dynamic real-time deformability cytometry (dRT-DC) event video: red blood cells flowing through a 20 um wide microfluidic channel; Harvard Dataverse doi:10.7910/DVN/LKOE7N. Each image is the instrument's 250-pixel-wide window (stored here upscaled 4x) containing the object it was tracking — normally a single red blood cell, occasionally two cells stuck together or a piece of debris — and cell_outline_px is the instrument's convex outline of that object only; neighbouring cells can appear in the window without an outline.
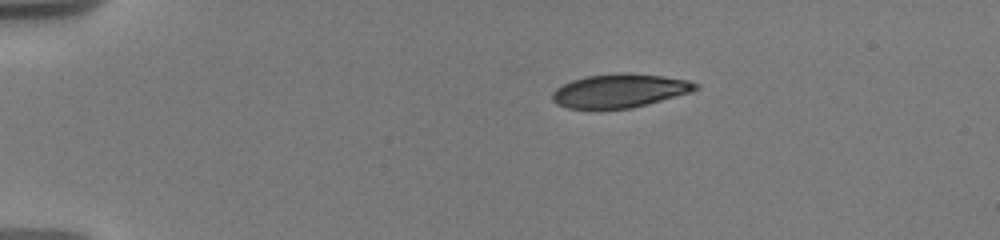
{"species": "human", "species_latin": "Homo sapiens", "temperature_condition": "warm", "stored_images_in_passage": 37, "camera_frame_rate_fps": 3000, "um_per_image_px": 0.085, "donor": {"sex": "male"}, "frame": {"image": 1, "passage_image": 1, "time_ms": 0.0, "image_size_px": [1000, 240], "cell_outline_px": [[700, 88], [692, 92], [648, 104], [632, 108], [568, 108], [556, 104], [552, 100], [552, 92], [556, 88], [572, 80], [588, 76], [620, 72], [628, 72], [664, 76], [688, 80], [700, 84]], "centroid_in_image_um": [52.72, 7.7], "position_along_channel_um": 32.3, "area_um2": 28.21}}
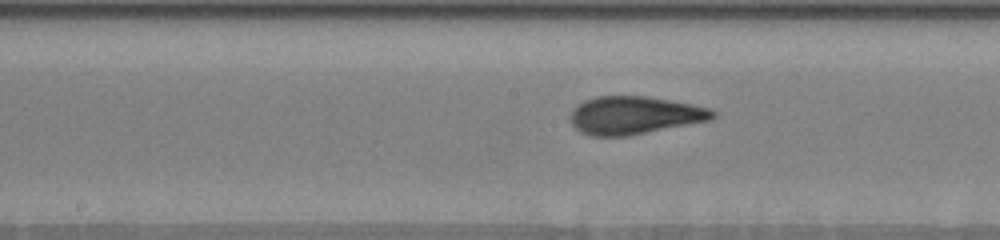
{"frame": {"image": 2, "passage_image": 15, "time_ms": 6.333, "image_size_px": [1000, 240], "cell_outline_px": [[716, 116], [712, 120], [628, 136], [592, 136], [580, 132], [572, 124], [572, 108], [576, 104], [584, 100], [596, 96], [644, 96], [692, 104], [708, 108], [716, 112]], "centroid_in_image_um": [53.93, 9.8], "position_along_channel_um": 194.3, "area_um2": 31.44}}
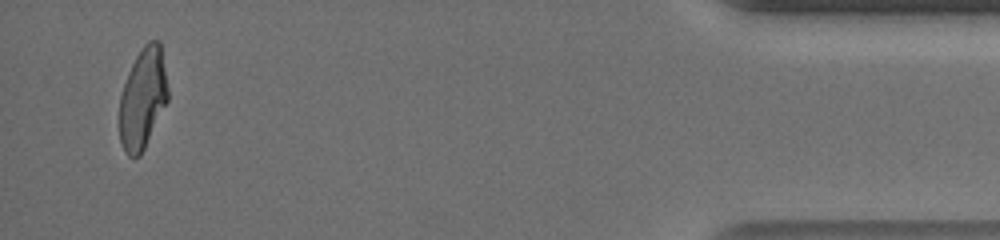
{"frame": {"image": 3, "passage_image": 36, "time_ms": 14.333, "image_size_px": [1000, 240], "cell_outline_px": [[168, 100], [140, 156], [128, 156], [124, 152], [120, 140], [120, 96], [128, 72], [136, 56], [144, 44], [148, 40], [160, 40], [168, 88]], "centroid_in_image_um": [12.14, 8.34], "position_along_channel_um": 423.1, "area_um2": 28.26}, "authors_computed_cell_mechanics": {"area_um2": 30.2872, "velocity_mm_per_s": 3.6642, "shape_relaxation_time_tau1_ms": 4.7177, "shape_relaxation_time_tau2_ms": 1.105, "deformation_change_tau1": 0.2131, "deformation_change_tau2": 0.0812}}